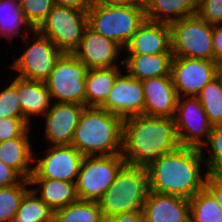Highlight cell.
Wrapping results in <instances>:
<instances>
[{
	"instance_id": "cell-30",
	"label": "cell",
	"mask_w": 222,
	"mask_h": 222,
	"mask_svg": "<svg viewBox=\"0 0 222 222\" xmlns=\"http://www.w3.org/2000/svg\"><path fill=\"white\" fill-rule=\"evenodd\" d=\"M209 119L214 125L222 124V82L218 75L207 83L196 96Z\"/></svg>"
},
{
	"instance_id": "cell-39",
	"label": "cell",
	"mask_w": 222,
	"mask_h": 222,
	"mask_svg": "<svg viewBox=\"0 0 222 222\" xmlns=\"http://www.w3.org/2000/svg\"><path fill=\"white\" fill-rule=\"evenodd\" d=\"M214 62L222 64V24L213 25Z\"/></svg>"
},
{
	"instance_id": "cell-3",
	"label": "cell",
	"mask_w": 222,
	"mask_h": 222,
	"mask_svg": "<svg viewBox=\"0 0 222 222\" xmlns=\"http://www.w3.org/2000/svg\"><path fill=\"white\" fill-rule=\"evenodd\" d=\"M124 118L99 107H86L74 130L71 145L83 156L122 153Z\"/></svg>"
},
{
	"instance_id": "cell-20",
	"label": "cell",
	"mask_w": 222,
	"mask_h": 222,
	"mask_svg": "<svg viewBox=\"0 0 222 222\" xmlns=\"http://www.w3.org/2000/svg\"><path fill=\"white\" fill-rule=\"evenodd\" d=\"M17 94L23 118L35 127L52 103L46 83L17 76Z\"/></svg>"
},
{
	"instance_id": "cell-31",
	"label": "cell",
	"mask_w": 222,
	"mask_h": 222,
	"mask_svg": "<svg viewBox=\"0 0 222 222\" xmlns=\"http://www.w3.org/2000/svg\"><path fill=\"white\" fill-rule=\"evenodd\" d=\"M30 189V181L26 179L12 186L0 187V222L14 220L22 198Z\"/></svg>"
},
{
	"instance_id": "cell-26",
	"label": "cell",
	"mask_w": 222,
	"mask_h": 222,
	"mask_svg": "<svg viewBox=\"0 0 222 222\" xmlns=\"http://www.w3.org/2000/svg\"><path fill=\"white\" fill-rule=\"evenodd\" d=\"M32 31L33 28L22 13L21 4L12 0H0V40L5 39L8 41L5 43L11 46L13 41L22 39Z\"/></svg>"
},
{
	"instance_id": "cell-17",
	"label": "cell",
	"mask_w": 222,
	"mask_h": 222,
	"mask_svg": "<svg viewBox=\"0 0 222 222\" xmlns=\"http://www.w3.org/2000/svg\"><path fill=\"white\" fill-rule=\"evenodd\" d=\"M144 92V115L174 118L178 94L171 75L148 78L142 81Z\"/></svg>"
},
{
	"instance_id": "cell-40",
	"label": "cell",
	"mask_w": 222,
	"mask_h": 222,
	"mask_svg": "<svg viewBox=\"0 0 222 222\" xmlns=\"http://www.w3.org/2000/svg\"><path fill=\"white\" fill-rule=\"evenodd\" d=\"M104 222H144L142 211L118 214L105 218Z\"/></svg>"
},
{
	"instance_id": "cell-45",
	"label": "cell",
	"mask_w": 222,
	"mask_h": 222,
	"mask_svg": "<svg viewBox=\"0 0 222 222\" xmlns=\"http://www.w3.org/2000/svg\"><path fill=\"white\" fill-rule=\"evenodd\" d=\"M12 222H23V221L20 219H14Z\"/></svg>"
},
{
	"instance_id": "cell-15",
	"label": "cell",
	"mask_w": 222,
	"mask_h": 222,
	"mask_svg": "<svg viewBox=\"0 0 222 222\" xmlns=\"http://www.w3.org/2000/svg\"><path fill=\"white\" fill-rule=\"evenodd\" d=\"M144 92L142 81L131 77L124 69L115 79L106 101L99 107L123 118L144 115Z\"/></svg>"
},
{
	"instance_id": "cell-32",
	"label": "cell",
	"mask_w": 222,
	"mask_h": 222,
	"mask_svg": "<svg viewBox=\"0 0 222 222\" xmlns=\"http://www.w3.org/2000/svg\"><path fill=\"white\" fill-rule=\"evenodd\" d=\"M200 150L209 173H222V124L212 127L208 140Z\"/></svg>"
},
{
	"instance_id": "cell-4",
	"label": "cell",
	"mask_w": 222,
	"mask_h": 222,
	"mask_svg": "<svg viewBox=\"0 0 222 222\" xmlns=\"http://www.w3.org/2000/svg\"><path fill=\"white\" fill-rule=\"evenodd\" d=\"M149 191L147 168L125 164L98 203L105 218L142 211Z\"/></svg>"
},
{
	"instance_id": "cell-8",
	"label": "cell",
	"mask_w": 222,
	"mask_h": 222,
	"mask_svg": "<svg viewBox=\"0 0 222 222\" xmlns=\"http://www.w3.org/2000/svg\"><path fill=\"white\" fill-rule=\"evenodd\" d=\"M88 70L73 53H64L45 81L51 101L86 106L85 79Z\"/></svg>"
},
{
	"instance_id": "cell-21",
	"label": "cell",
	"mask_w": 222,
	"mask_h": 222,
	"mask_svg": "<svg viewBox=\"0 0 222 222\" xmlns=\"http://www.w3.org/2000/svg\"><path fill=\"white\" fill-rule=\"evenodd\" d=\"M32 128L21 137L0 142V160L13 168L23 179L29 180L34 168V150Z\"/></svg>"
},
{
	"instance_id": "cell-35",
	"label": "cell",
	"mask_w": 222,
	"mask_h": 222,
	"mask_svg": "<svg viewBox=\"0 0 222 222\" xmlns=\"http://www.w3.org/2000/svg\"><path fill=\"white\" fill-rule=\"evenodd\" d=\"M30 127L23 117L0 118V142L21 137Z\"/></svg>"
},
{
	"instance_id": "cell-43",
	"label": "cell",
	"mask_w": 222,
	"mask_h": 222,
	"mask_svg": "<svg viewBox=\"0 0 222 222\" xmlns=\"http://www.w3.org/2000/svg\"><path fill=\"white\" fill-rule=\"evenodd\" d=\"M217 75L222 82V64H219V66H218Z\"/></svg>"
},
{
	"instance_id": "cell-5",
	"label": "cell",
	"mask_w": 222,
	"mask_h": 222,
	"mask_svg": "<svg viewBox=\"0 0 222 222\" xmlns=\"http://www.w3.org/2000/svg\"><path fill=\"white\" fill-rule=\"evenodd\" d=\"M87 19L91 29L124 49L146 20L145 7L92 4L87 11Z\"/></svg>"
},
{
	"instance_id": "cell-1",
	"label": "cell",
	"mask_w": 222,
	"mask_h": 222,
	"mask_svg": "<svg viewBox=\"0 0 222 222\" xmlns=\"http://www.w3.org/2000/svg\"><path fill=\"white\" fill-rule=\"evenodd\" d=\"M149 190L187 199L206 186L208 168L200 148L180 146L147 167Z\"/></svg>"
},
{
	"instance_id": "cell-6",
	"label": "cell",
	"mask_w": 222,
	"mask_h": 222,
	"mask_svg": "<svg viewBox=\"0 0 222 222\" xmlns=\"http://www.w3.org/2000/svg\"><path fill=\"white\" fill-rule=\"evenodd\" d=\"M21 41L24 46L21 47L22 51L18 54L19 56L14 53L17 51L15 47L11 49L10 54L13 53L11 57L14 60L8 68H11L10 70L21 78L45 82L64 52L37 30H33L32 33L23 37Z\"/></svg>"
},
{
	"instance_id": "cell-41",
	"label": "cell",
	"mask_w": 222,
	"mask_h": 222,
	"mask_svg": "<svg viewBox=\"0 0 222 222\" xmlns=\"http://www.w3.org/2000/svg\"><path fill=\"white\" fill-rule=\"evenodd\" d=\"M55 4L63 7L75 8L81 11H88L92 0H54Z\"/></svg>"
},
{
	"instance_id": "cell-29",
	"label": "cell",
	"mask_w": 222,
	"mask_h": 222,
	"mask_svg": "<svg viewBox=\"0 0 222 222\" xmlns=\"http://www.w3.org/2000/svg\"><path fill=\"white\" fill-rule=\"evenodd\" d=\"M54 211L30 189L22 198L14 219L23 222H53Z\"/></svg>"
},
{
	"instance_id": "cell-38",
	"label": "cell",
	"mask_w": 222,
	"mask_h": 222,
	"mask_svg": "<svg viewBox=\"0 0 222 222\" xmlns=\"http://www.w3.org/2000/svg\"><path fill=\"white\" fill-rule=\"evenodd\" d=\"M23 178L11 167L0 160V187L18 184Z\"/></svg>"
},
{
	"instance_id": "cell-44",
	"label": "cell",
	"mask_w": 222,
	"mask_h": 222,
	"mask_svg": "<svg viewBox=\"0 0 222 222\" xmlns=\"http://www.w3.org/2000/svg\"><path fill=\"white\" fill-rule=\"evenodd\" d=\"M12 1H14V2H16L18 4H21L24 0H12Z\"/></svg>"
},
{
	"instance_id": "cell-37",
	"label": "cell",
	"mask_w": 222,
	"mask_h": 222,
	"mask_svg": "<svg viewBox=\"0 0 222 222\" xmlns=\"http://www.w3.org/2000/svg\"><path fill=\"white\" fill-rule=\"evenodd\" d=\"M222 209V173H209L206 186Z\"/></svg>"
},
{
	"instance_id": "cell-14",
	"label": "cell",
	"mask_w": 222,
	"mask_h": 222,
	"mask_svg": "<svg viewBox=\"0 0 222 222\" xmlns=\"http://www.w3.org/2000/svg\"><path fill=\"white\" fill-rule=\"evenodd\" d=\"M85 105L52 102L50 108L40 119L43 121V139L48 146L71 145Z\"/></svg>"
},
{
	"instance_id": "cell-18",
	"label": "cell",
	"mask_w": 222,
	"mask_h": 222,
	"mask_svg": "<svg viewBox=\"0 0 222 222\" xmlns=\"http://www.w3.org/2000/svg\"><path fill=\"white\" fill-rule=\"evenodd\" d=\"M144 222H190L189 199L149 191L142 208Z\"/></svg>"
},
{
	"instance_id": "cell-23",
	"label": "cell",
	"mask_w": 222,
	"mask_h": 222,
	"mask_svg": "<svg viewBox=\"0 0 222 222\" xmlns=\"http://www.w3.org/2000/svg\"><path fill=\"white\" fill-rule=\"evenodd\" d=\"M29 181L31 189L54 212L79 199L76 182L55 179H29Z\"/></svg>"
},
{
	"instance_id": "cell-33",
	"label": "cell",
	"mask_w": 222,
	"mask_h": 222,
	"mask_svg": "<svg viewBox=\"0 0 222 222\" xmlns=\"http://www.w3.org/2000/svg\"><path fill=\"white\" fill-rule=\"evenodd\" d=\"M9 83L0 87V118L23 117L17 94V75L9 77Z\"/></svg>"
},
{
	"instance_id": "cell-16",
	"label": "cell",
	"mask_w": 222,
	"mask_h": 222,
	"mask_svg": "<svg viewBox=\"0 0 222 222\" xmlns=\"http://www.w3.org/2000/svg\"><path fill=\"white\" fill-rule=\"evenodd\" d=\"M73 54L88 69L123 66V49L89 26L85 28L81 42Z\"/></svg>"
},
{
	"instance_id": "cell-13",
	"label": "cell",
	"mask_w": 222,
	"mask_h": 222,
	"mask_svg": "<svg viewBox=\"0 0 222 222\" xmlns=\"http://www.w3.org/2000/svg\"><path fill=\"white\" fill-rule=\"evenodd\" d=\"M218 66L210 60L173 56L170 75L178 96L196 97L217 76Z\"/></svg>"
},
{
	"instance_id": "cell-11",
	"label": "cell",
	"mask_w": 222,
	"mask_h": 222,
	"mask_svg": "<svg viewBox=\"0 0 222 222\" xmlns=\"http://www.w3.org/2000/svg\"><path fill=\"white\" fill-rule=\"evenodd\" d=\"M39 150H34V168L30 179L76 182L84 156L73 145H45L42 151L41 147Z\"/></svg>"
},
{
	"instance_id": "cell-34",
	"label": "cell",
	"mask_w": 222,
	"mask_h": 222,
	"mask_svg": "<svg viewBox=\"0 0 222 222\" xmlns=\"http://www.w3.org/2000/svg\"><path fill=\"white\" fill-rule=\"evenodd\" d=\"M55 5L54 0H24L21 9L31 28L37 30Z\"/></svg>"
},
{
	"instance_id": "cell-9",
	"label": "cell",
	"mask_w": 222,
	"mask_h": 222,
	"mask_svg": "<svg viewBox=\"0 0 222 222\" xmlns=\"http://www.w3.org/2000/svg\"><path fill=\"white\" fill-rule=\"evenodd\" d=\"M125 164L122 154L84 156L75 183L78 198L98 201Z\"/></svg>"
},
{
	"instance_id": "cell-7",
	"label": "cell",
	"mask_w": 222,
	"mask_h": 222,
	"mask_svg": "<svg viewBox=\"0 0 222 222\" xmlns=\"http://www.w3.org/2000/svg\"><path fill=\"white\" fill-rule=\"evenodd\" d=\"M169 26L173 56L214 61L213 25L196 14Z\"/></svg>"
},
{
	"instance_id": "cell-22",
	"label": "cell",
	"mask_w": 222,
	"mask_h": 222,
	"mask_svg": "<svg viewBox=\"0 0 222 222\" xmlns=\"http://www.w3.org/2000/svg\"><path fill=\"white\" fill-rule=\"evenodd\" d=\"M173 53L125 54L123 68L133 78L141 81L148 78L170 76Z\"/></svg>"
},
{
	"instance_id": "cell-28",
	"label": "cell",
	"mask_w": 222,
	"mask_h": 222,
	"mask_svg": "<svg viewBox=\"0 0 222 222\" xmlns=\"http://www.w3.org/2000/svg\"><path fill=\"white\" fill-rule=\"evenodd\" d=\"M190 222H222V209L205 187L189 199Z\"/></svg>"
},
{
	"instance_id": "cell-42",
	"label": "cell",
	"mask_w": 222,
	"mask_h": 222,
	"mask_svg": "<svg viewBox=\"0 0 222 222\" xmlns=\"http://www.w3.org/2000/svg\"><path fill=\"white\" fill-rule=\"evenodd\" d=\"M145 0H92V4H101L108 6H144Z\"/></svg>"
},
{
	"instance_id": "cell-27",
	"label": "cell",
	"mask_w": 222,
	"mask_h": 222,
	"mask_svg": "<svg viewBox=\"0 0 222 222\" xmlns=\"http://www.w3.org/2000/svg\"><path fill=\"white\" fill-rule=\"evenodd\" d=\"M98 201L78 199L54 212L53 222H104Z\"/></svg>"
},
{
	"instance_id": "cell-19",
	"label": "cell",
	"mask_w": 222,
	"mask_h": 222,
	"mask_svg": "<svg viewBox=\"0 0 222 222\" xmlns=\"http://www.w3.org/2000/svg\"><path fill=\"white\" fill-rule=\"evenodd\" d=\"M163 53H172L170 26L149 20L143 22L123 49V55Z\"/></svg>"
},
{
	"instance_id": "cell-2",
	"label": "cell",
	"mask_w": 222,
	"mask_h": 222,
	"mask_svg": "<svg viewBox=\"0 0 222 222\" xmlns=\"http://www.w3.org/2000/svg\"><path fill=\"white\" fill-rule=\"evenodd\" d=\"M180 146L174 118L143 114L124 118L121 154L127 165L147 167Z\"/></svg>"
},
{
	"instance_id": "cell-24",
	"label": "cell",
	"mask_w": 222,
	"mask_h": 222,
	"mask_svg": "<svg viewBox=\"0 0 222 222\" xmlns=\"http://www.w3.org/2000/svg\"><path fill=\"white\" fill-rule=\"evenodd\" d=\"M146 20L171 24L197 14V0H145Z\"/></svg>"
},
{
	"instance_id": "cell-36",
	"label": "cell",
	"mask_w": 222,
	"mask_h": 222,
	"mask_svg": "<svg viewBox=\"0 0 222 222\" xmlns=\"http://www.w3.org/2000/svg\"><path fill=\"white\" fill-rule=\"evenodd\" d=\"M197 15L211 25L222 24V0H199Z\"/></svg>"
},
{
	"instance_id": "cell-12",
	"label": "cell",
	"mask_w": 222,
	"mask_h": 222,
	"mask_svg": "<svg viewBox=\"0 0 222 222\" xmlns=\"http://www.w3.org/2000/svg\"><path fill=\"white\" fill-rule=\"evenodd\" d=\"M174 121L181 146L201 148L213 127L200 100L194 96L178 98Z\"/></svg>"
},
{
	"instance_id": "cell-25",
	"label": "cell",
	"mask_w": 222,
	"mask_h": 222,
	"mask_svg": "<svg viewBox=\"0 0 222 222\" xmlns=\"http://www.w3.org/2000/svg\"><path fill=\"white\" fill-rule=\"evenodd\" d=\"M123 66L89 69L85 79L86 107H100L112 90Z\"/></svg>"
},
{
	"instance_id": "cell-10",
	"label": "cell",
	"mask_w": 222,
	"mask_h": 222,
	"mask_svg": "<svg viewBox=\"0 0 222 222\" xmlns=\"http://www.w3.org/2000/svg\"><path fill=\"white\" fill-rule=\"evenodd\" d=\"M87 26V11L55 5L37 31L62 52L73 53Z\"/></svg>"
}]
</instances>
